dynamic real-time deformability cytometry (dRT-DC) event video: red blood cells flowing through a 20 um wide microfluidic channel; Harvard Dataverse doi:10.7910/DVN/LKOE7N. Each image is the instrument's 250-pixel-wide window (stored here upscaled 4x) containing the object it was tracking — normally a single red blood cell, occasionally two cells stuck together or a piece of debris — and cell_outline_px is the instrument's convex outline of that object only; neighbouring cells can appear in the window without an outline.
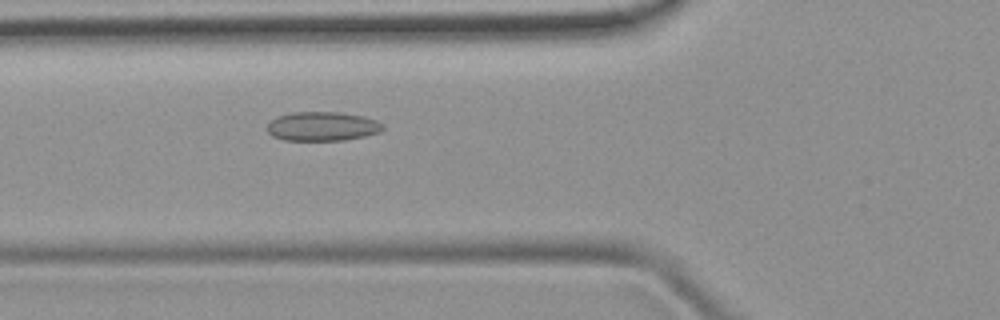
{"species": "common noctule bat (a hibernating species)", "species_latin": "Nyctalus noctula", "temperature_condition": "room temperature", "stored_images_in_passage": 39, "camera_frame_rate_fps": 3000, "um_per_image_px": 0.085, "animal": {"sex": "female", "body_mass_g": 19.9}, "frame": {"image": 1, "passage_image": 8, "time_ms": 2.333, "image_size_px": [1000, 320], "cell_outline_px": [[384, 128], [380, 132], [364, 136], [344, 140], [284, 140], [272, 136], [268, 132], [268, 124], [276, 116], [292, 112], [340, 112], [364, 116], [376, 120], [384, 124]], "centroid_in_image_um": [27.41, 10.73], "position_along_channel_um": 98.4, "area_um2": 19.71}}
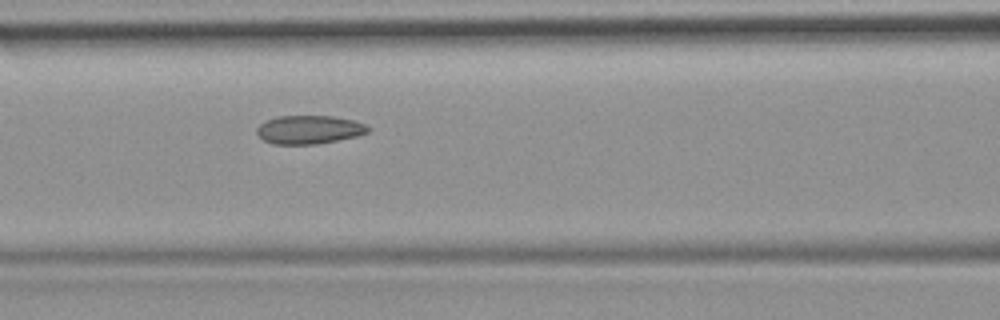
{"frame": {"image": 2, "passage_image": 11, "time_ms": 3.333, "image_size_px": [1000, 320], "cell_outline_px": [[372, 128], [368, 132], [356, 136], [316, 144], [272, 144], [264, 140], [256, 132], [256, 128], [260, 124], [276, 116], [332, 116], [352, 120], [364, 124]], "centroid_in_image_um": [26.26, 11.02], "position_along_channel_um": 140.3, "area_um2": 18.32}}
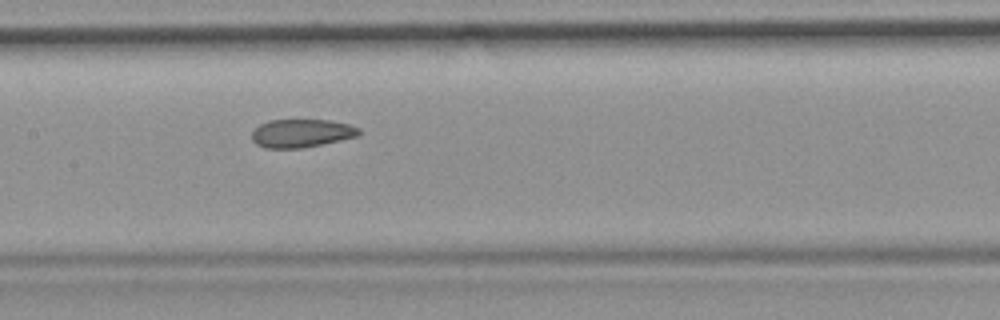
{"frame": {"image": 3, "passage_image": 14, "time_ms": 4.333, "image_size_px": [1000, 320], "cell_outline_px": [[360, 132], [356, 136], [320, 144], [300, 148], [264, 148], [256, 144], [252, 140], [252, 132], [260, 124], [268, 120], [328, 120], [348, 124], [360, 128]], "centroid_in_image_um": [25.58, 11.32], "position_along_channel_um": 181.8, "area_um2": 17.4}}